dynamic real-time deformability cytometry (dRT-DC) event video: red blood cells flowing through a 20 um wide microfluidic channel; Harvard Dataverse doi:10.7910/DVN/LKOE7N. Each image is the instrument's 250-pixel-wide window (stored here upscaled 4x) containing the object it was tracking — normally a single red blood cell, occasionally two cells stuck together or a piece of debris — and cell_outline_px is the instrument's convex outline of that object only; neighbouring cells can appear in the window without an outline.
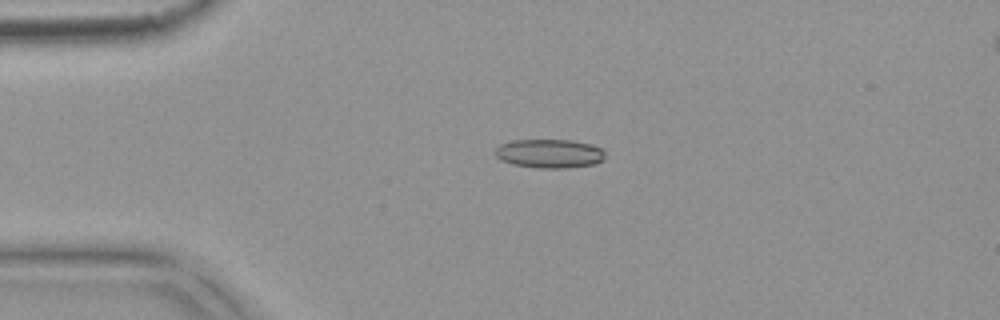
{"species": "common noctule bat (a hibernating species)", "species_latin": "Nyctalus noctula", "temperature_condition": "warm", "stored_images_in_passage": 7, "camera_frame_rate_fps": 3000, "um_per_image_px": 0.085, "animal": {"sex": "female", "body_mass_g": 18.4}, "frame": {"image": 1, "passage_image": 3, "time_ms": 0.667, "image_size_px": [1000, 320], "cell_outline_px": [[604, 160], [596, 164], [564, 168], [536, 168], [512, 164], [500, 160], [496, 156], [496, 148], [500, 144], [512, 140], [572, 140], [592, 144], [604, 148]], "centroid_in_image_um": [46.73, 13.05], "position_along_channel_um": 38.3, "area_um2": 18.73}}
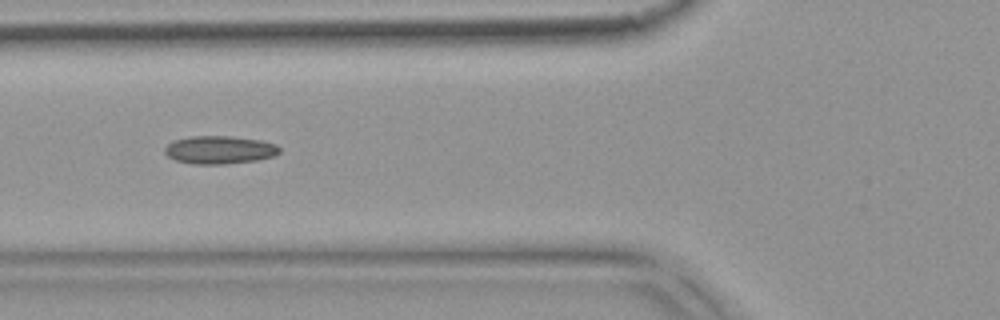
{"frame": {"image": 2, "passage_image": 5, "time_ms": 1.333, "image_size_px": [1000, 320], "cell_outline_px": [[280, 152], [272, 156], [256, 160], [224, 164], [192, 164], [176, 160], [168, 156], [164, 152], [164, 148], [172, 140], [192, 136], [232, 136], [260, 140], [276, 144], [280, 148]], "centroid_in_image_um": [18.64, 12.73], "position_along_channel_um": 107.2, "area_um2": 18.73}}